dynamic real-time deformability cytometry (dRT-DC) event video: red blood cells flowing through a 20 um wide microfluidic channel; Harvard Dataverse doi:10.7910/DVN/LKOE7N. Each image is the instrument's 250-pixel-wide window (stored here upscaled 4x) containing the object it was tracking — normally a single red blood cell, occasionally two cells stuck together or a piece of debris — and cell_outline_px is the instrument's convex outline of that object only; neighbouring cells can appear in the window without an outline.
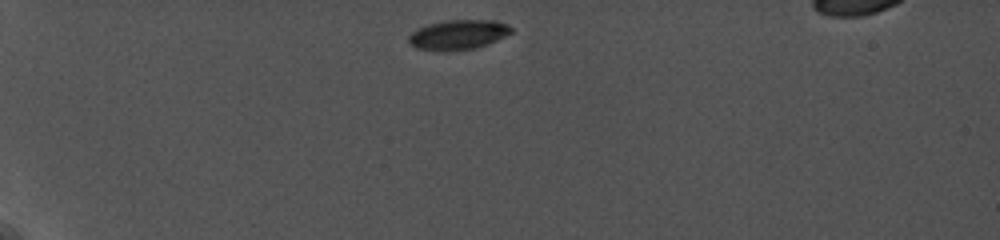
{"species": "common noctule bat (a hibernating species)", "species_latin": "Nyctalus noctula", "temperature_condition": "cold", "stored_images_in_passage": 7, "camera_frame_rate_fps": 5000, "um_per_image_px": 0.085, "animal": {"sex": "female", "body_mass_g": 19.0, "forearm_length_mm": 56.7}, "frame": {"image": 1, "passage_image": 1, "time_ms": 0.0, "image_size_px": [1000, 240], "cell_outline_px": [[512, 32], [488, 44], [476, 48], [448, 52], [436, 52], [416, 48], [408, 40], [408, 36], [412, 32], [428, 24], [448, 20], [496, 20], [508, 24], [512, 28]], "centroid_in_image_um": [38.94, 2.97], "position_along_channel_um": 46.1, "area_um2": 17.98}}
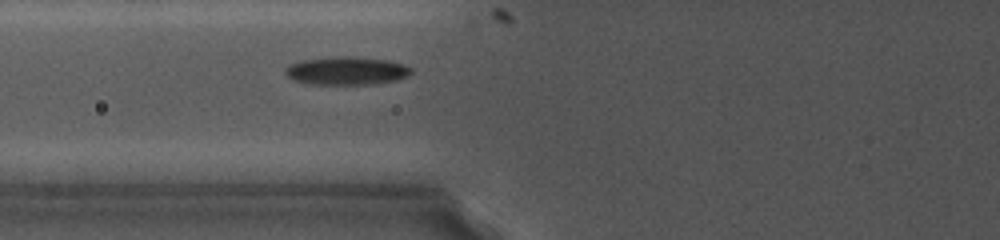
{"frame": {"image": 2, "passage_image": 4, "time_ms": 3.0, "image_size_px": [1000, 240], "cell_outline_px": [[412, 72], [408, 76], [396, 80], [376, 84], [308, 84], [292, 80], [284, 72], [284, 68], [288, 64], [296, 60], [332, 56], [352, 56], [388, 60], [404, 64], [412, 68]], "centroid_in_image_um": [29.41, 6.0], "position_along_channel_um": 96.4, "area_um2": 21.15}}